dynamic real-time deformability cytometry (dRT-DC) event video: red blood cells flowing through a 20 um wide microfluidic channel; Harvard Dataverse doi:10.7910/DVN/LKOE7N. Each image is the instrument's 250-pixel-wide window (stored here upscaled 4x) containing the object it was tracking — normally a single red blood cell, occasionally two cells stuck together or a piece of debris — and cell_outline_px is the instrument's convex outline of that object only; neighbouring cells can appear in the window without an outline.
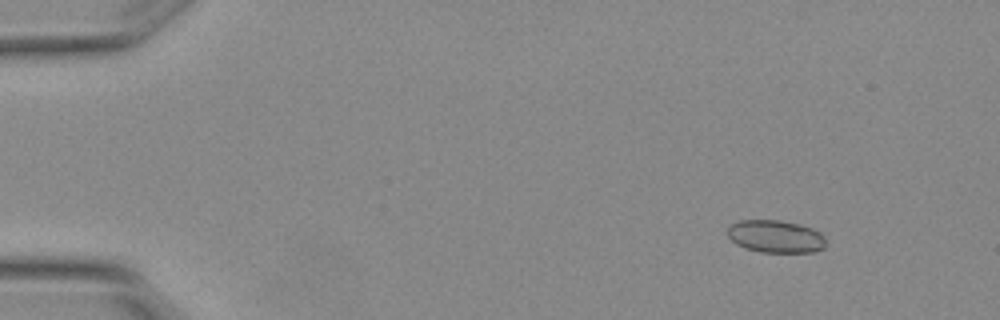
{"species": "Egyptian fruit bat (a non-hibernating species)", "species_latin": "Rousettus aegyptiacus", "temperature_condition": "warm", "stored_images_in_passage": 5, "camera_frame_rate_fps": 3000, "um_per_image_px": 0.085, "animal": {"sex": "female"}, "frame": {"image": 1, "passage_image": 2, "time_ms": 0.333, "image_size_px": [1000, 320], "cell_outline_px": [[824, 248], [812, 252], [760, 252], [744, 248], [736, 244], [728, 236], [728, 228], [732, 224], [740, 220], [780, 220], [800, 224], [812, 228], [820, 232], [824, 236]], "centroid_in_image_um": [65.92, 20.09], "position_along_channel_um": 19.1, "area_um2": 18.67}}
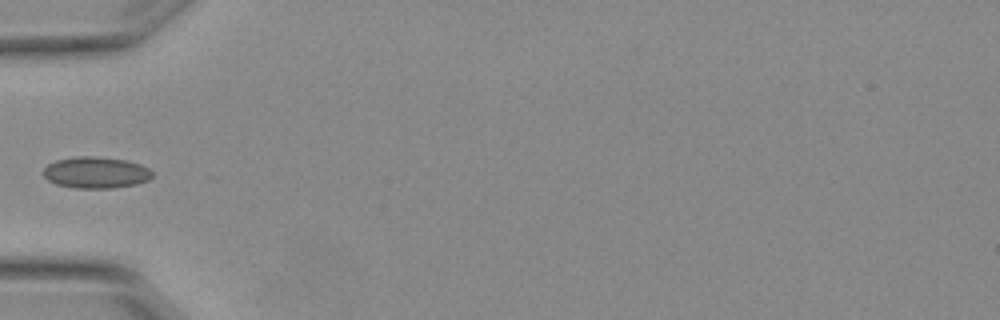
{"frame": {"image": 2, "passage_image": 5, "time_ms": 1.333, "image_size_px": [1000, 320], "cell_outline_px": [[152, 176], [148, 180], [136, 184], [112, 188], [76, 188], [56, 184], [48, 180], [44, 176], [44, 168], [48, 164], [56, 160], [76, 156], [92, 156], [128, 160], [140, 164], [148, 168], [152, 172]], "centroid_in_image_um": [8.15, 14.66], "position_along_channel_um": 76.8, "area_um2": 19.94}}